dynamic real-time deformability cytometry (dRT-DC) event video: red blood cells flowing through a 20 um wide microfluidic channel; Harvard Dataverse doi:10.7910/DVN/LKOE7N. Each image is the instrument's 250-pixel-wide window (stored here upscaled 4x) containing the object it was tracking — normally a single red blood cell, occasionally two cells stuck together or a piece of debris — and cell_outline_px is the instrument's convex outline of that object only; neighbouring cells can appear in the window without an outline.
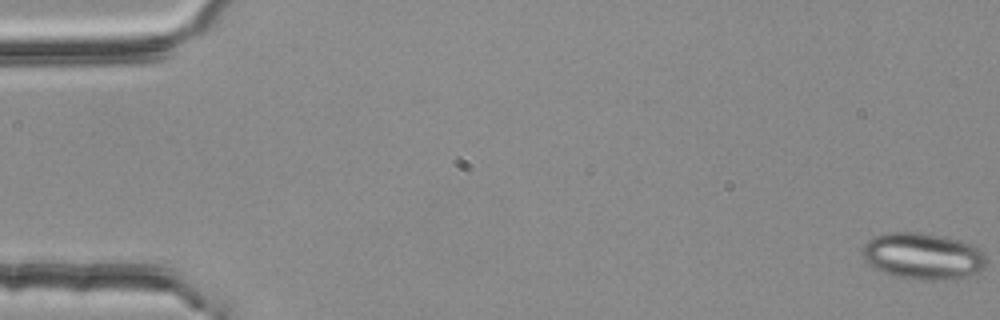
{"species": "common noctule bat (a hibernating species)", "species_latin": "Nyctalus noctula", "temperature_condition": "room temperature", "stored_images_in_passage": 54, "segment_of_instrument_passage": [1, 2], "camera_frame_rate_fps": 3000, "um_per_image_px": 0.085, "animal": {"sex": "female", "body_mass_g": 25.1}, "frame": {"image": 1, "passage_image": 1, "time_ms": 0.0, "image_size_px": [1000, 320], "cell_outline_px": [[984, 264], [976, 272], [968, 276], [952, 280], [920, 280], [896, 276], [884, 272], [868, 264], [864, 260], [860, 252], [864, 244], [872, 236], [884, 232], [920, 232], [960, 240], [972, 244], [984, 252]], "centroid_in_image_um": [78.39, 21.76], "position_along_channel_um": 6.6, "area_um2": 33.76}}